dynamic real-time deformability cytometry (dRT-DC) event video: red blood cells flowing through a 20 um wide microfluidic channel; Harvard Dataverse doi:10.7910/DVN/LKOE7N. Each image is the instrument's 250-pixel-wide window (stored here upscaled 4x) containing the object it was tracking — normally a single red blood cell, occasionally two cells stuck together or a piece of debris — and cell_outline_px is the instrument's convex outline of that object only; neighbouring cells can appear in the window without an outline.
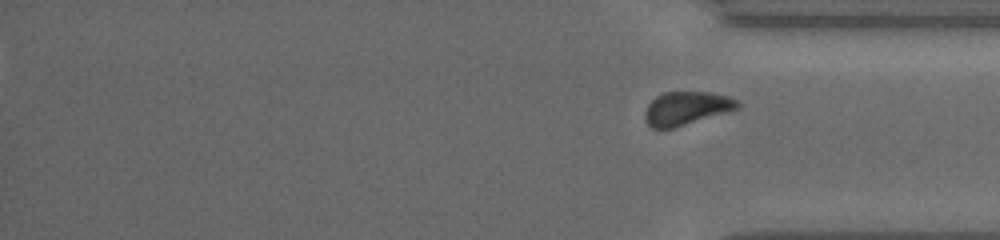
{"species": "common noctule bat (a hibernating species)", "species_latin": "Nyctalus noctula", "temperature_condition": "cold", "stored_images_in_passage": 48, "segment_of_instrument_passage": [2, 2], "camera_frame_rate_fps": 3000, "um_per_image_px": 0.085, "animal": {"sex": "female", "body_mass_g": 19.5, "forearm_length_mm": 54.1}, "frame": {"image": 1, "passage_image": 48, "time_ms": 14.667, "image_size_px": [1000, 240], "cell_outline_px": [[744, 104], [740, 108], [672, 128], [652, 128], [648, 124], [644, 116], [644, 112], [648, 104], [656, 96], [664, 92], [708, 92], [728, 96]], "centroid_in_image_um": [58.36, 9.19], "position_along_channel_um": 376.8, "area_um2": 17.92}}